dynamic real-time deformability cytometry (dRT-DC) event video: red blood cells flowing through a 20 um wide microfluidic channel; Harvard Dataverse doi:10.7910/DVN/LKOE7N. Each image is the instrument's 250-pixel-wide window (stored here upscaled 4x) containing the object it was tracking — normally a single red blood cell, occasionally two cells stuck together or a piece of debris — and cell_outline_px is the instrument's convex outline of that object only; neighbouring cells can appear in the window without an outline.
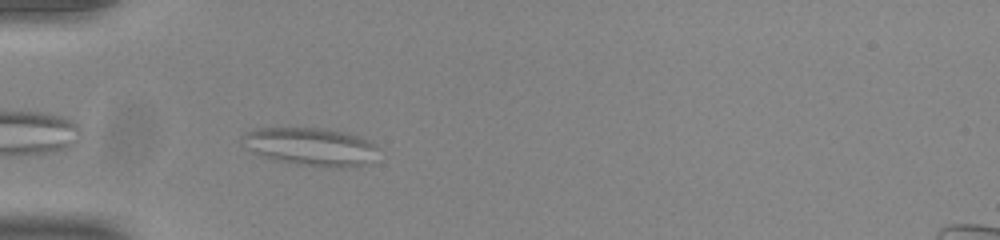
{"species": "common noctule bat (a hibernating species)", "species_latin": "Nyctalus noctula", "temperature_condition": "room temperature", "stored_images_in_passage": 37, "camera_frame_rate_fps": 3000, "um_per_image_px": 0.085, "animal": {"sex": "male", "body_mass_g": 20.0, "forearm_length_mm": 53.3}, "frame": {"image": 1, "passage_image": 2, "time_ms": 0.333, "image_size_px": [1000, 240], "cell_outline_px": [[376, 148], [364, 164], [340, 168], [324, 168], [296, 164], [272, 160], [252, 152], [248, 148], [240, 136], [256, 128], [320, 128], [344, 132], [364, 136]], "centroid_in_image_um": [26.34, 12.46], "position_along_channel_um": 58.7, "area_um2": 29.82}}
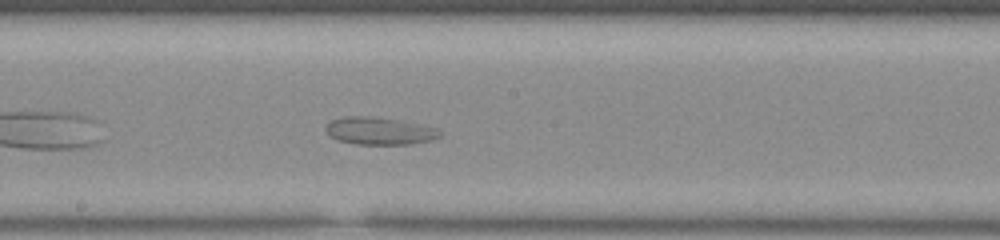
{"frame": {"image": 2, "passage_image": 15, "time_ms": 4.667, "image_size_px": [1000, 240], "cell_outline_px": [[440, 136], [428, 140], [412, 144], [356, 144], [336, 140], [324, 128], [332, 120], [344, 116], [368, 116], [396, 120], [436, 128], [440, 132]], "centroid_in_image_um": [32.2, 11.13], "position_along_channel_um": 216.0, "area_um2": 17.8}}
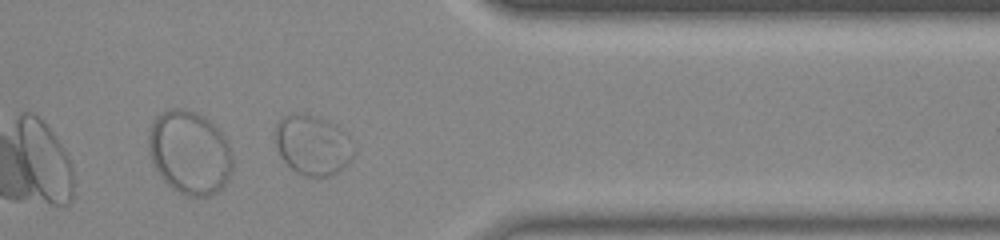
{"frame": {"image": 3, "passage_image": 29, "time_ms": 9.333, "image_size_px": [1000, 240], "cell_outline_px": [[352, 156], [348, 164], [336, 172], [328, 176], [304, 176], [296, 172], [280, 156], [276, 144], [276, 124], [284, 116], [312, 116], [336, 124], [352, 140]], "centroid_in_image_um": [26.59, 12.36], "position_along_channel_um": 384.8, "area_um2": 26.65}}